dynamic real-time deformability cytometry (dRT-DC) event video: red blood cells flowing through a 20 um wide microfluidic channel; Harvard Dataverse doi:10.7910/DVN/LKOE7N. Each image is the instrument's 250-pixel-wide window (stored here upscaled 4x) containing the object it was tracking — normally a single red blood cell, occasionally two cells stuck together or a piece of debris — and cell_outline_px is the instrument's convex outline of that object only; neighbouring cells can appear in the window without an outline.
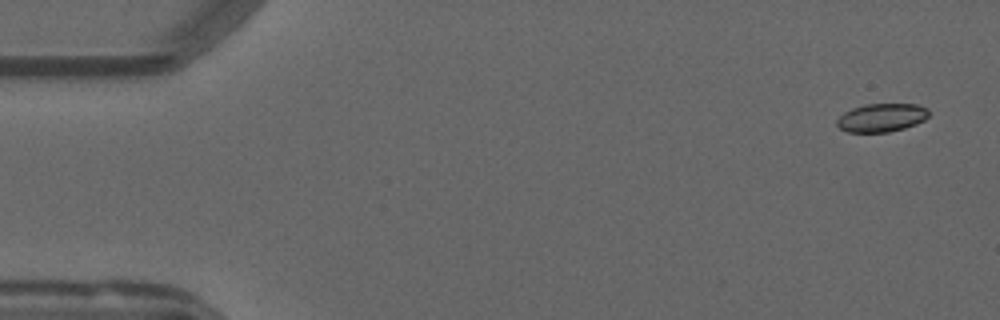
{"species": "common noctule bat (a hibernating species)", "species_latin": "Nyctalus noctula", "temperature_condition": "warm", "stored_images_in_passage": 54, "camera_frame_rate_fps": 3000, "um_per_image_px": 0.085, "animal": {"sex": "male", "forearm_length_mm": 52.5}, "frame": {"image": 1, "passage_image": 3, "time_ms": 0.667, "image_size_px": [1000, 320], "cell_outline_px": [[928, 116], [924, 120], [916, 124], [904, 128], [888, 132], [848, 132], [840, 128], [836, 124], [836, 120], [844, 112], [852, 108], [864, 104], [920, 104], [928, 108]], "centroid_in_image_um": [74.94, 9.99], "position_along_channel_um": 10.1, "area_um2": 15.26}}
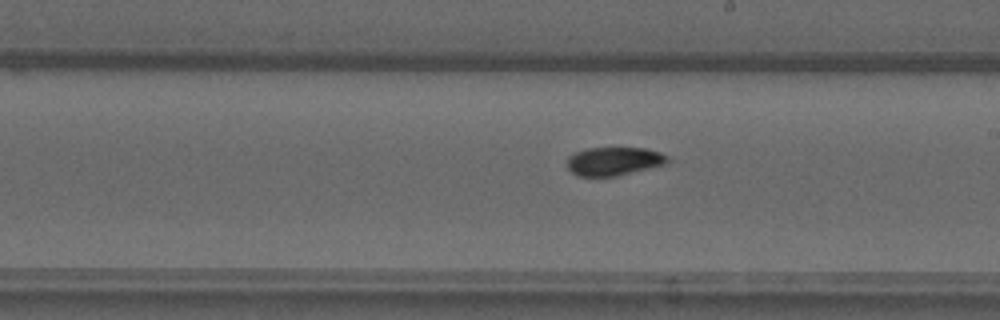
{"frame": {"image": 2, "passage_image": 31, "time_ms": 10.0, "image_size_px": [1000, 320], "cell_outline_px": [[672, 160], [664, 164], [616, 176], [580, 176], [572, 172], [568, 168], [568, 156], [576, 152], [588, 148], [644, 148], [660, 152], [668, 156]], "centroid_in_image_um": [52.2, 13.7], "position_along_channel_um": 236.8, "area_um2": 16.47}}
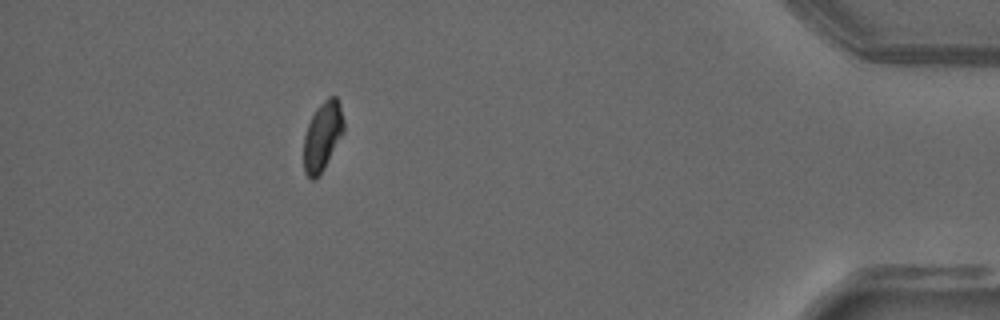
{"frame": {"image": 3, "passage_image": 49, "time_ms": 16.0, "image_size_px": [1000, 320], "cell_outline_px": [[344, 132], [324, 168], [316, 180], [312, 180], [304, 172], [304, 136], [308, 124], [316, 108], [328, 96], [336, 96], [340, 104], [344, 120]], "centroid_in_image_um": [27.42, 11.57], "position_along_channel_um": 407.8, "area_um2": 16.13}, "authors_computed_cell_mechanics": {"area_um2": 16.8198, "velocity_mm_per_s": 3.806, "shape_relaxation_time_tau1_ms": 5.155, "shape_relaxation_time_tau2_ms": 4.0765, "deformation_change_tau1": 0.1603, "deformation_change_tau2": 0.0653}}